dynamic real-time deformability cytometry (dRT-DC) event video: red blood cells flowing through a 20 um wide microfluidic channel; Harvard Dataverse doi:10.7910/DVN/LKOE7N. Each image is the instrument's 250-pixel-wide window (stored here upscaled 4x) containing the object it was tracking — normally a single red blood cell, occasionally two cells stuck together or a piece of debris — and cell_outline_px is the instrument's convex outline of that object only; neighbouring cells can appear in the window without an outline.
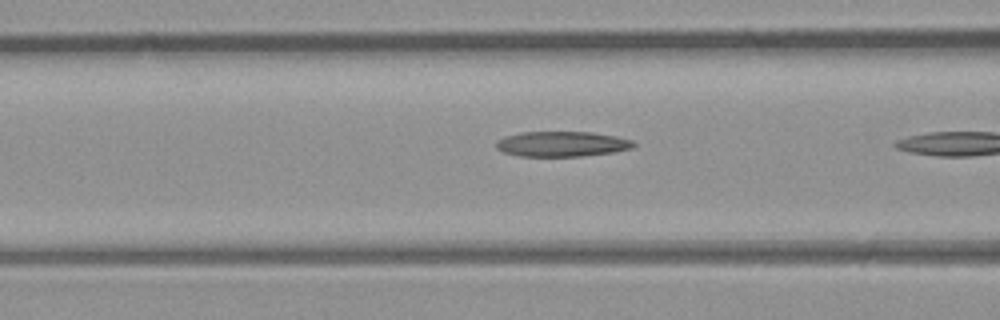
{"species": "common noctule bat (a hibernating species)", "species_latin": "Nyctalus noctula", "temperature_condition": "room temperature", "stored_images_in_passage": 6, "camera_frame_rate_fps": 3000, "um_per_image_px": 0.085, "animal": {"sex": "male", "body_mass_g": 23.1, "forearm_length_mm": 52.7}, "frame": {"image": 1, "passage_image": 5, "time_ms": 1.333, "image_size_px": [1000, 320], "cell_outline_px": [[636, 144], [632, 148], [612, 152], [580, 156], [520, 156], [504, 152], [496, 148], [496, 140], [504, 136], [520, 132], [592, 132], [616, 136], [632, 140]], "centroid_in_image_um": [47.74, 12.23], "position_along_channel_um": 118.9, "area_um2": 20.17}}